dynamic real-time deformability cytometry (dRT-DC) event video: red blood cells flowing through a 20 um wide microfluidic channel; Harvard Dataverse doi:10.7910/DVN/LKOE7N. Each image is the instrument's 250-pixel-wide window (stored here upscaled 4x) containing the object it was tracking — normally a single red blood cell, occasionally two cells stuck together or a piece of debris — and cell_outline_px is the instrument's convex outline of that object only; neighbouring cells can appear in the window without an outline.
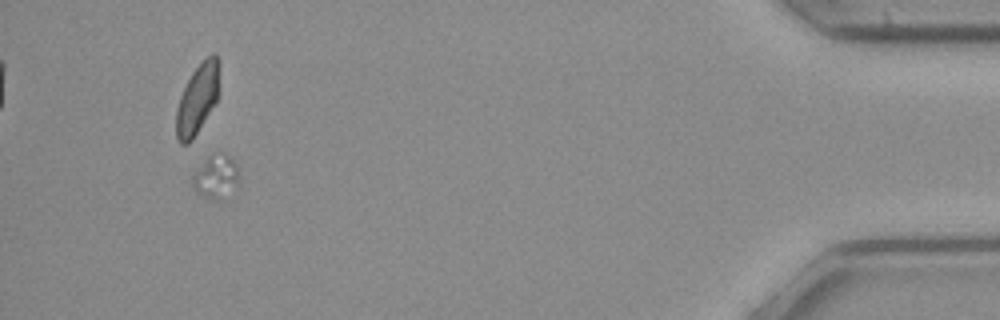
{"species": "common noctule bat (a hibernating species)", "species_latin": "Nyctalus noctula", "temperature_condition": "cold", "stored_images_in_passage": 54, "segment_of_instrument_passage": [2, 2], "camera_frame_rate_fps": 3000, "um_per_image_px": 0.085, "animal": {"sex": "female", "body_mass_g": 21.9}, "frame": {"image": 1, "passage_image": 51, "time_ms": 16.667, "image_size_px": [1000, 320], "cell_outline_px": [[236, 180], [216, 200], [204, 196], [196, 192], [192, 188], [192, 176], [208, 156], [228, 156], [236, 164]], "centroid_in_image_um": [18.23, 15.01], "position_along_channel_um": 417.0, "area_um2": 10.35}}